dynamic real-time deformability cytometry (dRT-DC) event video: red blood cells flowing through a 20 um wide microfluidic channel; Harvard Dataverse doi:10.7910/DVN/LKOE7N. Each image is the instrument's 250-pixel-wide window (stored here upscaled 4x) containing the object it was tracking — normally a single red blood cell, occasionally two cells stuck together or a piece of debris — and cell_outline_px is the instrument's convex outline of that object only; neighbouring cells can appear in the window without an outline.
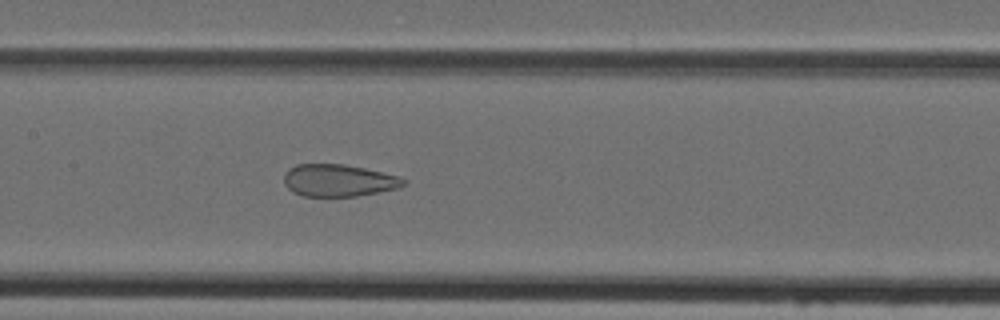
{"species": "Egyptian fruit bat (a non-hibernating species)", "species_latin": "Rousettus aegyptiacus", "temperature_condition": "cold", "stored_images_in_passage": 39, "camera_frame_rate_fps": 3000, "um_per_image_px": 0.085, "animal": {"sex": "female"}, "frame": {"image": 1, "passage_image": 15, "time_ms": 4.667, "image_size_px": [1000, 320], "cell_outline_px": [[404, 184], [396, 188], [356, 196], [304, 196], [292, 192], [284, 184], [284, 172], [288, 168], [296, 164], [344, 164], [364, 168], [400, 176], [404, 180]], "centroid_in_image_um": [28.71, 15.32], "position_along_channel_um": 178.7, "area_um2": 22.31}}
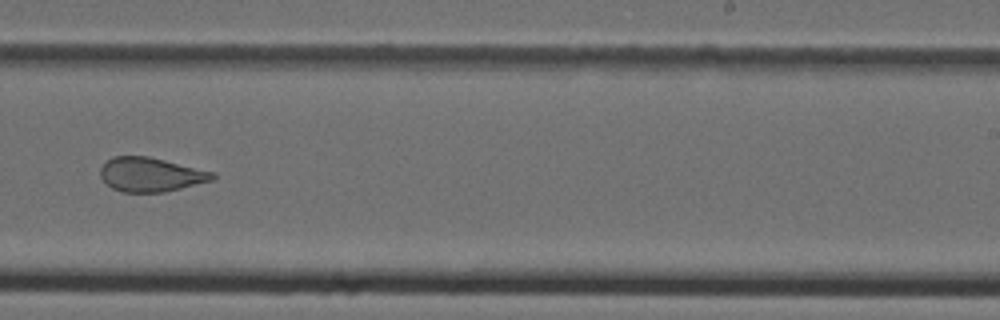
{"frame": {"image": 2, "passage_image": 22, "time_ms": 7.0, "image_size_px": [1000, 320], "cell_outline_px": [[216, 176], [212, 180], [164, 192], [120, 192], [112, 188], [100, 176], [100, 168], [112, 156], [148, 156], [216, 172]], "centroid_in_image_um": [12.81, 14.83], "position_along_channel_um": 276.2, "area_um2": 22.25}}
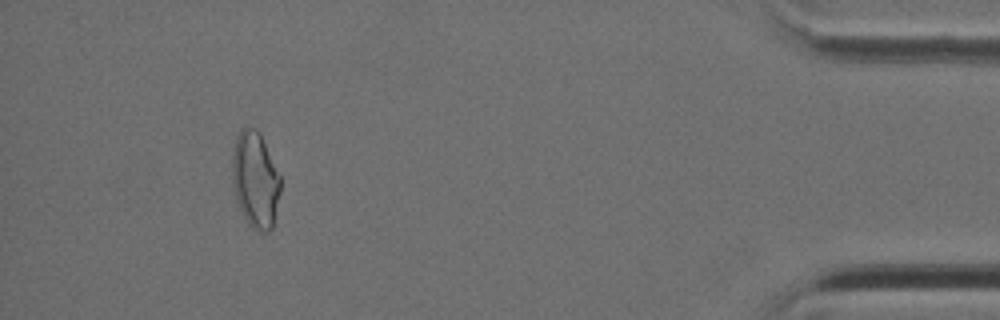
{"frame": {"image": 3, "passage_image": 36, "time_ms": 11.667, "image_size_px": [1000, 320], "cell_outline_px": [[280, 192], [272, 228], [268, 232], [260, 232], [252, 228], [248, 224], [236, 200], [232, 180], [232, 156], [236, 136], [244, 128], [256, 128], [260, 132], [280, 176]], "centroid_in_image_um": [21.69, 15.29], "position_along_channel_um": 413.5, "area_um2": 26.93}}